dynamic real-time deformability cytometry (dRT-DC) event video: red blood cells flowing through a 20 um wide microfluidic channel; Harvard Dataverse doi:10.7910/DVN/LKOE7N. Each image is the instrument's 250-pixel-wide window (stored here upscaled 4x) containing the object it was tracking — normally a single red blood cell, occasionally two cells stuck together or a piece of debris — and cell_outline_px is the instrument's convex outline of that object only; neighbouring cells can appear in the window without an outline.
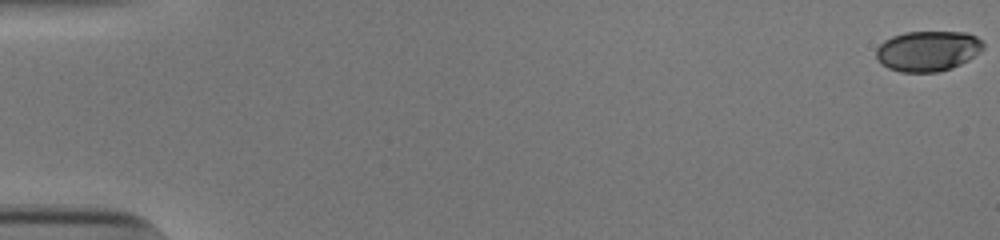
{"species": "human", "species_latin": "Homo sapiens", "temperature_condition": "cold", "stored_images_in_passage": 19, "camera_frame_rate_fps": 3000, "um_per_image_px": 0.085, "donor": {"sex": "male"}, "frame": {"image": 1, "passage_image": 1, "time_ms": 0.0, "image_size_px": [1000, 240], "cell_outline_px": [[984, 48], [980, 52], [968, 60], [952, 68], [940, 72], [900, 72], [888, 68], [880, 64], [876, 56], [876, 48], [884, 40], [892, 36], [904, 32], [968, 32], [984, 40]], "centroid_in_image_um": [78.87, 4.33], "position_along_channel_um": 6.1, "area_um2": 25.55}}
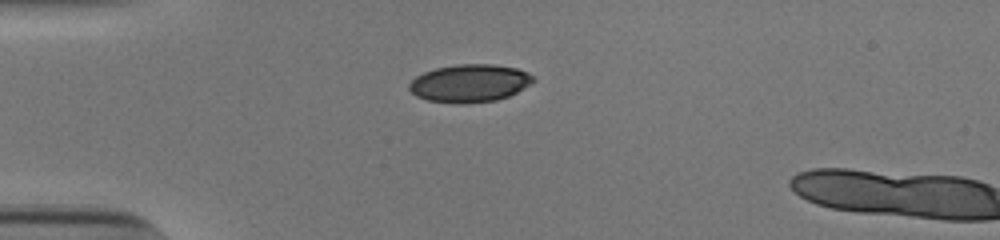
{"frame": {"image": 2, "passage_image": 16, "time_ms": 5.0, "image_size_px": [1000, 240], "cell_outline_px": [[536, 80], [532, 84], [508, 96], [496, 100], [456, 104], [428, 100], [416, 96], [408, 88], [408, 84], [416, 76], [424, 72], [436, 68], [456, 64], [492, 64], [516, 68], [528, 72]], "centroid_in_image_um": [39.92, 7.07], "position_along_channel_um": 45.1, "area_um2": 27.34}}